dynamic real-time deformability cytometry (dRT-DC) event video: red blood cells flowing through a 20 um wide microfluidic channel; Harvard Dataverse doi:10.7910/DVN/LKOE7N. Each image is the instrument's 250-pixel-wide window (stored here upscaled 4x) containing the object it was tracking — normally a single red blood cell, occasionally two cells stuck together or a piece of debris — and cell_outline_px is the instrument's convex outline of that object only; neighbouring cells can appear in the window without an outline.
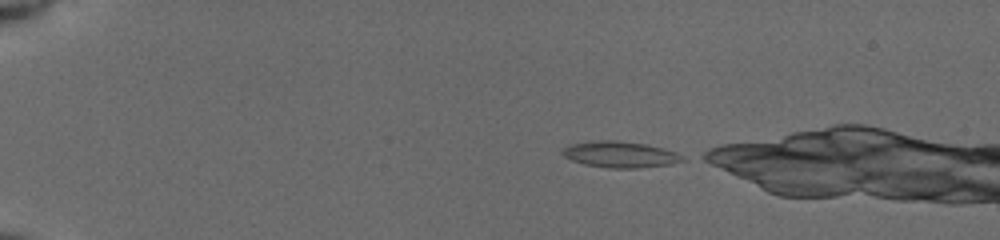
{"species": "common noctule bat (a hibernating species)", "species_latin": "Nyctalus noctula", "temperature_condition": "cold", "stored_images_in_passage": 40, "camera_frame_rate_fps": 3000, "um_per_image_px": 0.085, "animal": {"sex": "female", "body_mass_g": 19.5, "forearm_length_mm": 54.1}, "frame": {"image": 1, "passage_image": 1, "time_ms": 0.0, "image_size_px": [1000, 240], "cell_outline_px": [[684, 160], [672, 164], [640, 168], [608, 168], [584, 164], [572, 160], [564, 156], [564, 148], [572, 144], [600, 140], [612, 140], [644, 144], [676, 152], [684, 156]], "centroid_in_image_um": [52.75, 13.14], "position_along_channel_um": 32.3, "area_um2": 17.98}}
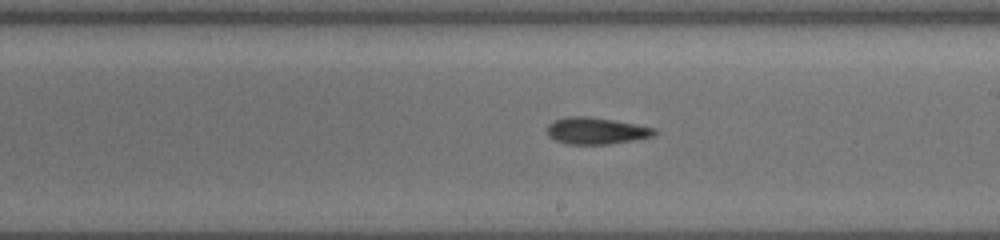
{"frame": {"image": 2, "passage_image": 23, "time_ms": 7.333, "image_size_px": [1000, 240], "cell_outline_px": [[656, 132], [652, 136], [632, 140], [608, 144], [568, 144], [556, 140], [548, 136], [548, 124], [556, 120], [568, 116], [588, 116], [636, 124], [656, 128]], "centroid_in_image_um": [50.66, 11.11], "position_along_channel_um": 238.3, "area_um2": 16.47}}
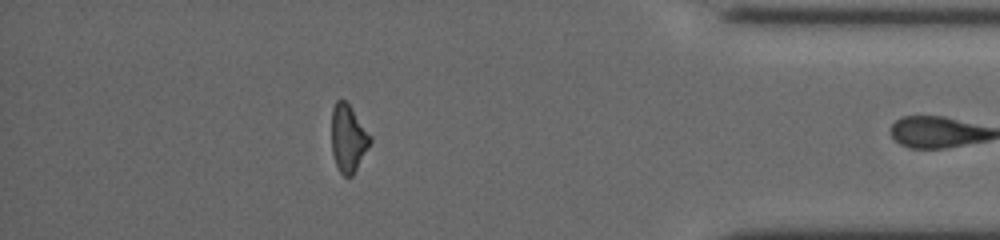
{"frame": {"image": 3, "passage_image": 38, "time_ms": 12.333, "image_size_px": [1000, 240], "cell_outline_px": [[372, 140], [352, 176], [344, 176], [340, 172], [336, 164], [332, 152], [332, 108], [336, 100], [344, 100], [348, 104], [372, 136]], "centroid_in_image_um": [29.59, 11.75], "position_along_channel_um": 405.6, "area_um2": 14.91}, "authors_computed_cell_mechanics": {"area_um2": 16.4152, "velocity_mm_per_s": 3.9327, "shape_relaxation_time_tau1_ms": 9.187, "shape_relaxation_time_tau2_ms": 7.2266, "deformation_change_tau1": 0.1848, "deformation_change_tau2": 0.1678}}